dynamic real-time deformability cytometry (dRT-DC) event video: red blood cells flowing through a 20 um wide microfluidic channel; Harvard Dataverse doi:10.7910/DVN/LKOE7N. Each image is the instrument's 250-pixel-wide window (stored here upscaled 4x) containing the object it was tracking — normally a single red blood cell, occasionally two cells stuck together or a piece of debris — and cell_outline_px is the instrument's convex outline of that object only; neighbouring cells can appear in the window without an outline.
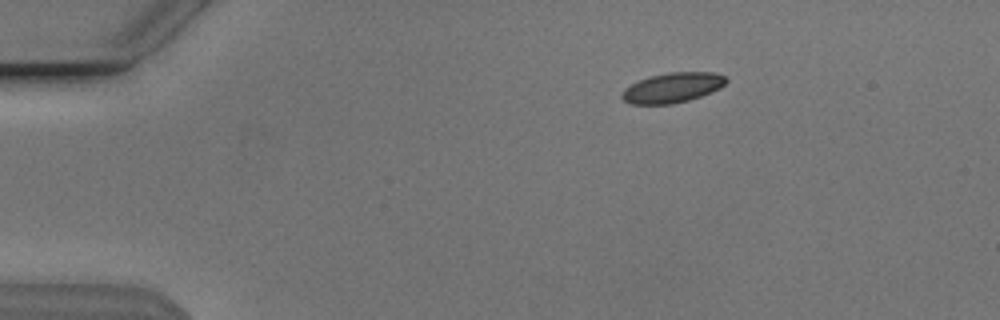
{"species": "Egyptian fruit bat (a non-hibernating species)", "species_latin": "Rousettus aegyptiacus", "temperature_condition": "cold", "stored_images_in_passage": 39, "camera_frame_rate_fps": 3000, "um_per_image_px": 0.085, "animal": {"sex": "male"}, "frame": {"image": 1, "passage_image": 1, "time_ms": 0.0, "image_size_px": [1000, 320], "cell_outline_px": [[728, 80], [720, 88], [712, 92], [688, 100], [672, 104], [632, 104], [624, 100], [620, 96], [624, 88], [648, 76], [668, 72], [716, 72], [724, 76]], "centroid_in_image_um": [57.16, 7.44], "position_along_channel_um": 27.8, "area_um2": 18.21}}
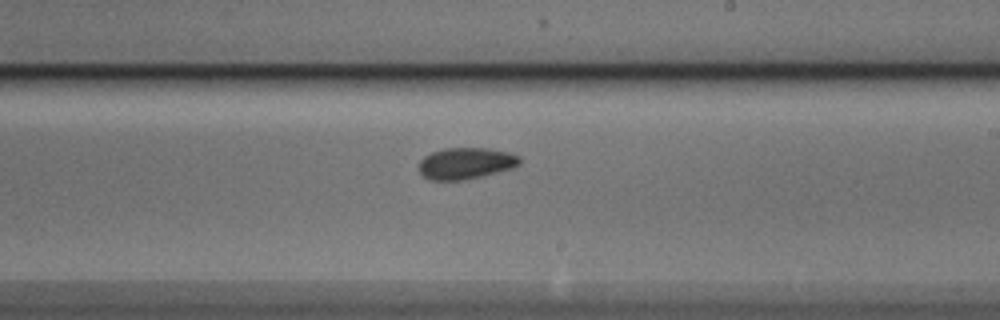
{"frame": {"image": 2, "passage_image": 24, "time_ms": 7.667, "image_size_px": [1000, 320], "cell_outline_px": [[520, 164], [512, 168], [464, 180], [428, 180], [420, 172], [420, 160], [424, 156], [432, 152], [444, 148], [488, 148], [508, 152], [520, 156]], "centroid_in_image_um": [39.59, 13.87], "position_along_channel_um": 249.4, "area_um2": 18.38}}
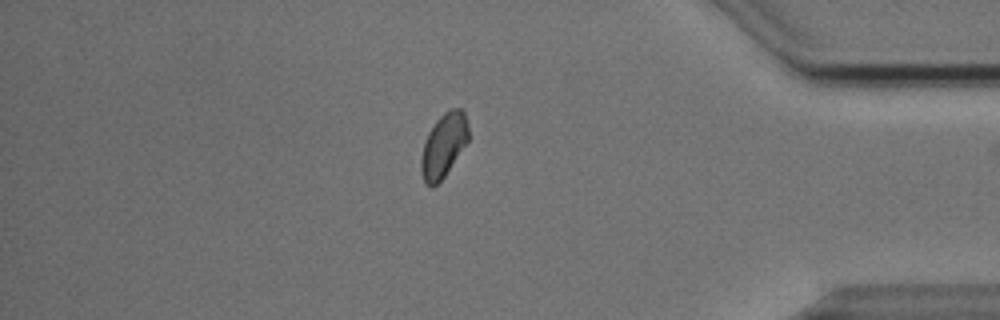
{"frame": {"image": 3, "passage_image": 38, "time_ms": 12.333, "image_size_px": [1000, 320], "cell_outline_px": [[468, 140], [444, 176], [432, 188], [424, 184], [420, 168], [420, 160], [424, 144], [428, 132], [436, 120], [444, 112], [452, 108], [464, 108], [468, 124]], "centroid_in_image_um": [37.69, 12.34], "position_along_channel_um": 397.5, "area_um2": 17.57}}